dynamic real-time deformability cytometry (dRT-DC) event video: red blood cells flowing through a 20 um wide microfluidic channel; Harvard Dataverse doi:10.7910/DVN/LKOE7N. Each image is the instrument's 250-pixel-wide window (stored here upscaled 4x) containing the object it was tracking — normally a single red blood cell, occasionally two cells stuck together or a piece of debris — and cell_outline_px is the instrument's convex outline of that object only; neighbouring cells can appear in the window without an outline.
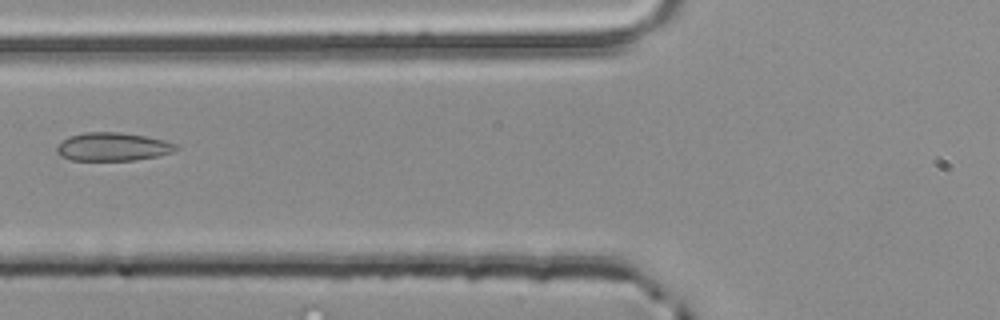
{"species": "common noctule bat (a hibernating species)", "species_latin": "Nyctalus noctula", "temperature_condition": "room temperature", "stored_images_in_passage": 3, "camera_frame_rate_fps": 3000, "um_per_image_px": 0.085, "animal": {"sex": "male", "body_mass_g": 20.4}, "frame": {"image": 1, "passage_image": 3, "time_ms": 0.667, "image_size_px": [1000, 320], "cell_outline_px": [[176, 148], [172, 152], [156, 156], [132, 160], [72, 160], [60, 156], [56, 152], [56, 148], [68, 136], [84, 132], [120, 132], [144, 136], [164, 140], [176, 144]], "centroid_in_image_um": [9.54, 12.47], "position_along_channel_um": 116.3, "area_um2": 19.42}}